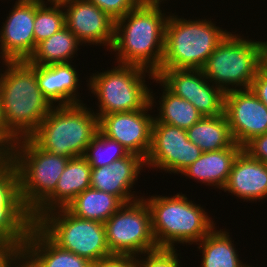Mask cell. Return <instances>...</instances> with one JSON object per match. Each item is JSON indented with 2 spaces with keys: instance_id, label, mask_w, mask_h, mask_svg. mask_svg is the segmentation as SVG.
I'll use <instances>...</instances> for the list:
<instances>
[{
  "instance_id": "8fae6325",
  "label": "cell",
  "mask_w": 267,
  "mask_h": 267,
  "mask_svg": "<svg viewBox=\"0 0 267 267\" xmlns=\"http://www.w3.org/2000/svg\"><path fill=\"white\" fill-rule=\"evenodd\" d=\"M155 77L171 93L193 104L203 117L224 113L225 93L211 84L202 69L158 70Z\"/></svg>"
},
{
  "instance_id": "b9f144b4",
  "label": "cell",
  "mask_w": 267,
  "mask_h": 267,
  "mask_svg": "<svg viewBox=\"0 0 267 267\" xmlns=\"http://www.w3.org/2000/svg\"><path fill=\"white\" fill-rule=\"evenodd\" d=\"M39 1L41 3H44V4H47L48 2H50L48 4L63 5L65 3L71 2L73 0H47L46 2H45V0H39Z\"/></svg>"
},
{
  "instance_id": "3957f363",
  "label": "cell",
  "mask_w": 267,
  "mask_h": 267,
  "mask_svg": "<svg viewBox=\"0 0 267 267\" xmlns=\"http://www.w3.org/2000/svg\"><path fill=\"white\" fill-rule=\"evenodd\" d=\"M145 201L158 248H175L177 242L196 244L216 225L203 206L188 200L182 192L170 197L151 196Z\"/></svg>"
},
{
  "instance_id": "52a82bcc",
  "label": "cell",
  "mask_w": 267,
  "mask_h": 267,
  "mask_svg": "<svg viewBox=\"0 0 267 267\" xmlns=\"http://www.w3.org/2000/svg\"><path fill=\"white\" fill-rule=\"evenodd\" d=\"M261 67L262 41L244 39L240 34L229 32L210 55L202 70L212 84L226 93L250 89Z\"/></svg>"
},
{
  "instance_id": "ffe728a7",
  "label": "cell",
  "mask_w": 267,
  "mask_h": 267,
  "mask_svg": "<svg viewBox=\"0 0 267 267\" xmlns=\"http://www.w3.org/2000/svg\"><path fill=\"white\" fill-rule=\"evenodd\" d=\"M18 254L30 267H93V263L54 244L35 224Z\"/></svg>"
},
{
  "instance_id": "8992f818",
  "label": "cell",
  "mask_w": 267,
  "mask_h": 267,
  "mask_svg": "<svg viewBox=\"0 0 267 267\" xmlns=\"http://www.w3.org/2000/svg\"><path fill=\"white\" fill-rule=\"evenodd\" d=\"M9 159L18 173L22 204L32 214L55 191L70 158L42 150L25 137L10 147Z\"/></svg>"
},
{
  "instance_id": "484cf974",
  "label": "cell",
  "mask_w": 267,
  "mask_h": 267,
  "mask_svg": "<svg viewBox=\"0 0 267 267\" xmlns=\"http://www.w3.org/2000/svg\"><path fill=\"white\" fill-rule=\"evenodd\" d=\"M214 227L198 243V249L202 252L201 267H246L239 260L238 250L235 249L229 232Z\"/></svg>"
},
{
  "instance_id": "1f68e13d",
  "label": "cell",
  "mask_w": 267,
  "mask_h": 267,
  "mask_svg": "<svg viewBox=\"0 0 267 267\" xmlns=\"http://www.w3.org/2000/svg\"><path fill=\"white\" fill-rule=\"evenodd\" d=\"M97 5L103 12L107 13L113 20L125 16L139 3L137 0H89Z\"/></svg>"
},
{
  "instance_id": "7402d4cb",
  "label": "cell",
  "mask_w": 267,
  "mask_h": 267,
  "mask_svg": "<svg viewBox=\"0 0 267 267\" xmlns=\"http://www.w3.org/2000/svg\"><path fill=\"white\" fill-rule=\"evenodd\" d=\"M71 63L36 65L39 88L53 106L83 103L77 90L79 74Z\"/></svg>"
},
{
  "instance_id": "f1b7e54d",
  "label": "cell",
  "mask_w": 267,
  "mask_h": 267,
  "mask_svg": "<svg viewBox=\"0 0 267 267\" xmlns=\"http://www.w3.org/2000/svg\"><path fill=\"white\" fill-rule=\"evenodd\" d=\"M130 153L117 141L108 138L100 130L92 138L84 153V158L91 168L108 166L115 160L128 156Z\"/></svg>"
},
{
  "instance_id": "e0dca14e",
  "label": "cell",
  "mask_w": 267,
  "mask_h": 267,
  "mask_svg": "<svg viewBox=\"0 0 267 267\" xmlns=\"http://www.w3.org/2000/svg\"><path fill=\"white\" fill-rule=\"evenodd\" d=\"M62 6L65 11V26L82 44H99L111 50L115 20L89 0H73Z\"/></svg>"
},
{
  "instance_id": "6da1fadb",
  "label": "cell",
  "mask_w": 267,
  "mask_h": 267,
  "mask_svg": "<svg viewBox=\"0 0 267 267\" xmlns=\"http://www.w3.org/2000/svg\"><path fill=\"white\" fill-rule=\"evenodd\" d=\"M0 97L6 129L16 138L29 137L54 107L42 94L36 65L28 60H2Z\"/></svg>"
},
{
  "instance_id": "83f0119b",
  "label": "cell",
  "mask_w": 267,
  "mask_h": 267,
  "mask_svg": "<svg viewBox=\"0 0 267 267\" xmlns=\"http://www.w3.org/2000/svg\"><path fill=\"white\" fill-rule=\"evenodd\" d=\"M154 81L163 87V94L159 98V114L154 116L153 123H166L188 130L203 117L189 101L171 93L156 77Z\"/></svg>"
},
{
  "instance_id": "4fadbf2b",
  "label": "cell",
  "mask_w": 267,
  "mask_h": 267,
  "mask_svg": "<svg viewBox=\"0 0 267 267\" xmlns=\"http://www.w3.org/2000/svg\"><path fill=\"white\" fill-rule=\"evenodd\" d=\"M33 224L20 198L18 173L9 159L0 164V243L19 251Z\"/></svg>"
},
{
  "instance_id": "30bf717a",
  "label": "cell",
  "mask_w": 267,
  "mask_h": 267,
  "mask_svg": "<svg viewBox=\"0 0 267 267\" xmlns=\"http://www.w3.org/2000/svg\"><path fill=\"white\" fill-rule=\"evenodd\" d=\"M104 224L112 255L137 257L158 248L145 197L124 203Z\"/></svg>"
},
{
  "instance_id": "ab89813d",
  "label": "cell",
  "mask_w": 267,
  "mask_h": 267,
  "mask_svg": "<svg viewBox=\"0 0 267 267\" xmlns=\"http://www.w3.org/2000/svg\"><path fill=\"white\" fill-rule=\"evenodd\" d=\"M167 0H137L139 5H146V6H160L161 2Z\"/></svg>"
},
{
  "instance_id": "4316f807",
  "label": "cell",
  "mask_w": 267,
  "mask_h": 267,
  "mask_svg": "<svg viewBox=\"0 0 267 267\" xmlns=\"http://www.w3.org/2000/svg\"><path fill=\"white\" fill-rule=\"evenodd\" d=\"M83 45L66 26L37 44L28 61L34 65L72 62L78 46Z\"/></svg>"
},
{
  "instance_id": "74e56055",
  "label": "cell",
  "mask_w": 267,
  "mask_h": 267,
  "mask_svg": "<svg viewBox=\"0 0 267 267\" xmlns=\"http://www.w3.org/2000/svg\"><path fill=\"white\" fill-rule=\"evenodd\" d=\"M10 147L0 138V164L9 160Z\"/></svg>"
},
{
  "instance_id": "cb8c5ba5",
  "label": "cell",
  "mask_w": 267,
  "mask_h": 267,
  "mask_svg": "<svg viewBox=\"0 0 267 267\" xmlns=\"http://www.w3.org/2000/svg\"><path fill=\"white\" fill-rule=\"evenodd\" d=\"M124 203L115 195L88 188L65 208L73 215L105 223Z\"/></svg>"
},
{
  "instance_id": "60d3db41",
  "label": "cell",
  "mask_w": 267,
  "mask_h": 267,
  "mask_svg": "<svg viewBox=\"0 0 267 267\" xmlns=\"http://www.w3.org/2000/svg\"><path fill=\"white\" fill-rule=\"evenodd\" d=\"M262 66L267 70V41L262 42Z\"/></svg>"
},
{
  "instance_id": "603a6c76",
  "label": "cell",
  "mask_w": 267,
  "mask_h": 267,
  "mask_svg": "<svg viewBox=\"0 0 267 267\" xmlns=\"http://www.w3.org/2000/svg\"><path fill=\"white\" fill-rule=\"evenodd\" d=\"M242 149L240 145L234 143L231 147L222 150L202 152L201 156L180 174L222 190L228 180L233 162Z\"/></svg>"
},
{
  "instance_id": "d590c367",
  "label": "cell",
  "mask_w": 267,
  "mask_h": 267,
  "mask_svg": "<svg viewBox=\"0 0 267 267\" xmlns=\"http://www.w3.org/2000/svg\"><path fill=\"white\" fill-rule=\"evenodd\" d=\"M18 255V250L12 245L0 243V267H7Z\"/></svg>"
},
{
  "instance_id": "ac0fdd59",
  "label": "cell",
  "mask_w": 267,
  "mask_h": 267,
  "mask_svg": "<svg viewBox=\"0 0 267 267\" xmlns=\"http://www.w3.org/2000/svg\"><path fill=\"white\" fill-rule=\"evenodd\" d=\"M144 166L146 167L144 158L130 153L108 166L92 168L91 188L113 194L123 203L140 199L143 196H135L131 190Z\"/></svg>"
},
{
  "instance_id": "d4e9b609",
  "label": "cell",
  "mask_w": 267,
  "mask_h": 267,
  "mask_svg": "<svg viewBox=\"0 0 267 267\" xmlns=\"http://www.w3.org/2000/svg\"><path fill=\"white\" fill-rule=\"evenodd\" d=\"M187 134L188 139L202 152L222 150L235 143L224 113L218 116L202 117L187 130Z\"/></svg>"
},
{
  "instance_id": "f546056e",
  "label": "cell",
  "mask_w": 267,
  "mask_h": 267,
  "mask_svg": "<svg viewBox=\"0 0 267 267\" xmlns=\"http://www.w3.org/2000/svg\"><path fill=\"white\" fill-rule=\"evenodd\" d=\"M41 3L36 0L34 20L35 49L38 43L65 27V11L62 5ZM63 9V10H62Z\"/></svg>"
},
{
  "instance_id": "4dcf8cb0",
  "label": "cell",
  "mask_w": 267,
  "mask_h": 267,
  "mask_svg": "<svg viewBox=\"0 0 267 267\" xmlns=\"http://www.w3.org/2000/svg\"><path fill=\"white\" fill-rule=\"evenodd\" d=\"M176 250L175 248H157L142 254L144 257L139 255L137 267H181Z\"/></svg>"
},
{
  "instance_id": "836d02e7",
  "label": "cell",
  "mask_w": 267,
  "mask_h": 267,
  "mask_svg": "<svg viewBox=\"0 0 267 267\" xmlns=\"http://www.w3.org/2000/svg\"><path fill=\"white\" fill-rule=\"evenodd\" d=\"M93 267H137V257L131 255H112L93 263Z\"/></svg>"
},
{
  "instance_id": "9c48e42d",
  "label": "cell",
  "mask_w": 267,
  "mask_h": 267,
  "mask_svg": "<svg viewBox=\"0 0 267 267\" xmlns=\"http://www.w3.org/2000/svg\"><path fill=\"white\" fill-rule=\"evenodd\" d=\"M34 224L58 247L92 263L112 256L104 223L79 218L60 208L43 214Z\"/></svg>"
},
{
  "instance_id": "f35d334b",
  "label": "cell",
  "mask_w": 267,
  "mask_h": 267,
  "mask_svg": "<svg viewBox=\"0 0 267 267\" xmlns=\"http://www.w3.org/2000/svg\"><path fill=\"white\" fill-rule=\"evenodd\" d=\"M8 267H30L29 264L18 254Z\"/></svg>"
},
{
  "instance_id": "5bb4252c",
  "label": "cell",
  "mask_w": 267,
  "mask_h": 267,
  "mask_svg": "<svg viewBox=\"0 0 267 267\" xmlns=\"http://www.w3.org/2000/svg\"><path fill=\"white\" fill-rule=\"evenodd\" d=\"M152 93L150 102L141 110L110 113L99 119V130L104 135L120 143L129 153L144 159L151 148L153 116H156L147 113L153 109L154 103L156 106Z\"/></svg>"
},
{
  "instance_id": "8d00e7d4",
  "label": "cell",
  "mask_w": 267,
  "mask_h": 267,
  "mask_svg": "<svg viewBox=\"0 0 267 267\" xmlns=\"http://www.w3.org/2000/svg\"><path fill=\"white\" fill-rule=\"evenodd\" d=\"M0 138L11 147L17 140L5 127L4 117L2 113L1 97H0Z\"/></svg>"
},
{
  "instance_id": "d6a6232c",
  "label": "cell",
  "mask_w": 267,
  "mask_h": 267,
  "mask_svg": "<svg viewBox=\"0 0 267 267\" xmlns=\"http://www.w3.org/2000/svg\"><path fill=\"white\" fill-rule=\"evenodd\" d=\"M243 150L252 158L267 163V132L250 140Z\"/></svg>"
},
{
  "instance_id": "5b68a950",
  "label": "cell",
  "mask_w": 267,
  "mask_h": 267,
  "mask_svg": "<svg viewBox=\"0 0 267 267\" xmlns=\"http://www.w3.org/2000/svg\"><path fill=\"white\" fill-rule=\"evenodd\" d=\"M210 19L186 20L170 12L165 27V47L159 70L202 69L229 33Z\"/></svg>"
},
{
  "instance_id": "7c38bea8",
  "label": "cell",
  "mask_w": 267,
  "mask_h": 267,
  "mask_svg": "<svg viewBox=\"0 0 267 267\" xmlns=\"http://www.w3.org/2000/svg\"><path fill=\"white\" fill-rule=\"evenodd\" d=\"M201 154V149L188 139L187 130L166 123H153L151 148L145 159L148 168L152 166L166 173L180 174Z\"/></svg>"
},
{
  "instance_id": "2e32d148",
  "label": "cell",
  "mask_w": 267,
  "mask_h": 267,
  "mask_svg": "<svg viewBox=\"0 0 267 267\" xmlns=\"http://www.w3.org/2000/svg\"><path fill=\"white\" fill-rule=\"evenodd\" d=\"M0 29L1 60H28L35 51L36 0H17Z\"/></svg>"
},
{
  "instance_id": "9a60e30c",
  "label": "cell",
  "mask_w": 267,
  "mask_h": 267,
  "mask_svg": "<svg viewBox=\"0 0 267 267\" xmlns=\"http://www.w3.org/2000/svg\"><path fill=\"white\" fill-rule=\"evenodd\" d=\"M224 114L235 143L242 148L267 132V107L251 89L226 92Z\"/></svg>"
},
{
  "instance_id": "44dd1931",
  "label": "cell",
  "mask_w": 267,
  "mask_h": 267,
  "mask_svg": "<svg viewBox=\"0 0 267 267\" xmlns=\"http://www.w3.org/2000/svg\"><path fill=\"white\" fill-rule=\"evenodd\" d=\"M91 170L83 156L70 158L55 191L31 214L33 222L49 211L65 208L78 194L91 188Z\"/></svg>"
},
{
  "instance_id": "ba28073f",
  "label": "cell",
  "mask_w": 267,
  "mask_h": 267,
  "mask_svg": "<svg viewBox=\"0 0 267 267\" xmlns=\"http://www.w3.org/2000/svg\"><path fill=\"white\" fill-rule=\"evenodd\" d=\"M148 78L154 79L155 74L136 65L120 64L111 70L93 73L88 85L98 99L97 117L117 112L136 111L143 109L150 102V91L145 83Z\"/></svg>"
},
{
  "instance_id": "e575fe53",
  "label": "cell",
  "mask_w": 267,
  "mask_h": 267,
  "mask_svg": "<svg viewBox=\"0 0 267 267\" xmlns=\"http://www.w3.org/2000/svg\"><path fill=\"white\" fill-rule=\"evenodd\" d=\"M250 89L267 107V70L263 66L257 71Z\"/></svg>"
},
{
  "instance_id": "277c9868",
  "label": "cell",
  "mask_w": 267,
  "mask_h": 267,
  "mask_svg": "<svg viewBox=\"0 0 267 267\" xmlns=\"http://www.w3.org/2000/svg\"><path fill=\"white\" fill-rule=\"evenodd\" d=\"M83 103L55 105L29 138L42 150L75 158L84 156L99 130V118Z\"/></svg>"
},
{
  "instance_id": "7a4b0ae2",
  "label": "cell",
  "mask_w": 267,
  "mask_h": 267,
  "mask_svg": "<svg viewBox=\"0 0 267 267\" xmlns=\"http://www.w3.org/2000/svg\"><path fill=\"white\" fill-rule=\"evenodd\" d=\"M160 7L138 5L115 21L110 52L115 53L117 63L140 66L154 74L160 69L169 17Z\"/></svg>"
},
{
  "instance_id": "d6986e66",
  "label": "cell",
  "mask_w": 267,
  "mask_h": 267,
  "mask_svg": "<svg viewBox=\"0 0 267 267\" xmlns=\"http://www.w3.org/2000/svg\"><path fill=\"white\" fill-rule=\"evenodd\" d=\"M222 190L247 202L267 198V163L252 158L242 149Z\"/></svg>"
}]
</instances>
